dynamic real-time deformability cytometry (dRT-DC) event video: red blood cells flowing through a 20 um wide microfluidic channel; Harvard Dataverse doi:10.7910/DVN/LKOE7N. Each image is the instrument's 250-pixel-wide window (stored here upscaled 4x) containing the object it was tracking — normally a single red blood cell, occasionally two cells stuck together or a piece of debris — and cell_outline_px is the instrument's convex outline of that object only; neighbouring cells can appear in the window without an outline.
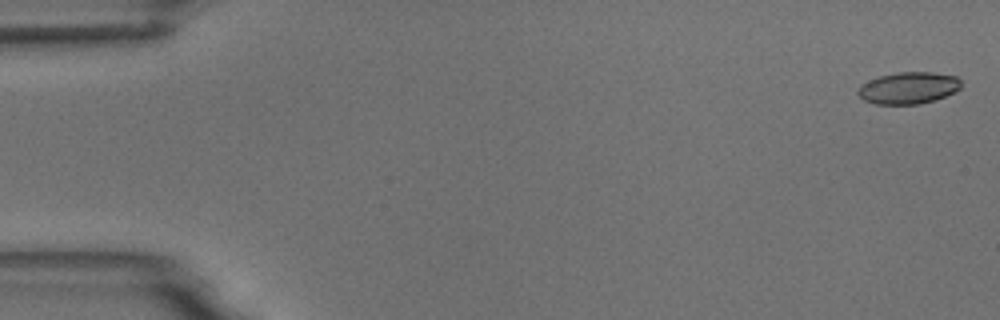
{"species": "common noctule bat (a hibernating species)", "species_latin": "Nyctalus noctula", "temperature_condition": "room temperature", "stored_images_in_passage": 6, "camera_frame_rate_fps": 3000, "um_per_image_px": 0.085, "animal": {"sex": "male", "body_mass_g": 18.8}, "frame": {"image": 1, "passage_image": 1, "time_ms": 0.0, "image_size_px": [1000, 320], "cell_outline_px": [[960, 88], [944, 96], [920, 104], [876, 104], [864, 100], [856, 92], [856, 88], [860, 84], [880, 76], [900, 72], [932, 72], [956, 76], [960, 80]], "centroid_in_image_um": [77.17, 7.47], "position_along_channel_um": 7.8, "area_um2": 18.96}}
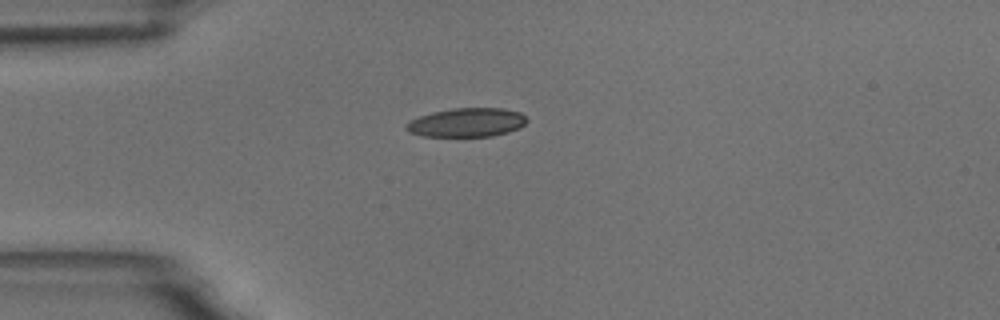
{"frame": {"image": 2, "passage_image": 4, "time_ms": 4.333, "image_size_px": [1000, 320], "cell_outline_px": [[528, 120], [520, 128], [508, 132], [492, 136], [424, 136], [408, 132], [404, 128], [404, 124], [408, 120], [432, 112], [452, 108], [504, 108], [520, 112]], "centroid_in_image_um": [39.65, 10.41], "position_along_channel_um": 45.4, "area_um2": 20.46}}
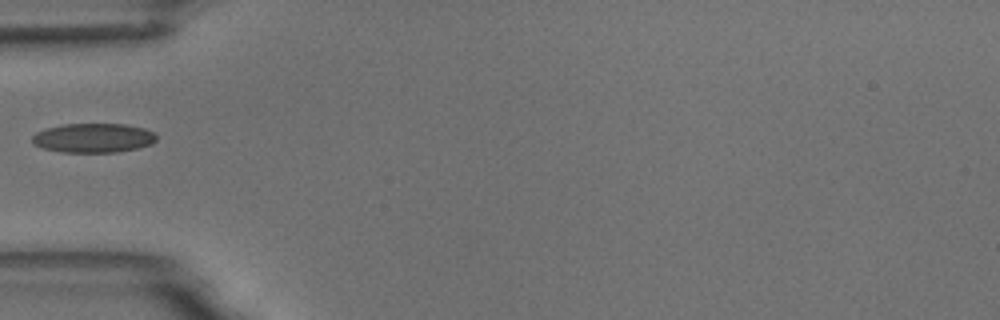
{"frame": {"image": 3, "passage_image": 5, "time_ms": 5.667, "image_size_px": [1000, 320], "cell_outline_px": [[156, 140], [152, 144], [136, 148], [116, 152], [60, 152], [44, 148], [36, 144], [32, 140], [32, 136], [36, 132], [44, 128], [64, 124], [124, 124], [144, 128], [156, 132]], "centroid_in_image_um": [7.95, 11.72], "position_along_channel_um": 77.0, "area_um2": 21.21}}